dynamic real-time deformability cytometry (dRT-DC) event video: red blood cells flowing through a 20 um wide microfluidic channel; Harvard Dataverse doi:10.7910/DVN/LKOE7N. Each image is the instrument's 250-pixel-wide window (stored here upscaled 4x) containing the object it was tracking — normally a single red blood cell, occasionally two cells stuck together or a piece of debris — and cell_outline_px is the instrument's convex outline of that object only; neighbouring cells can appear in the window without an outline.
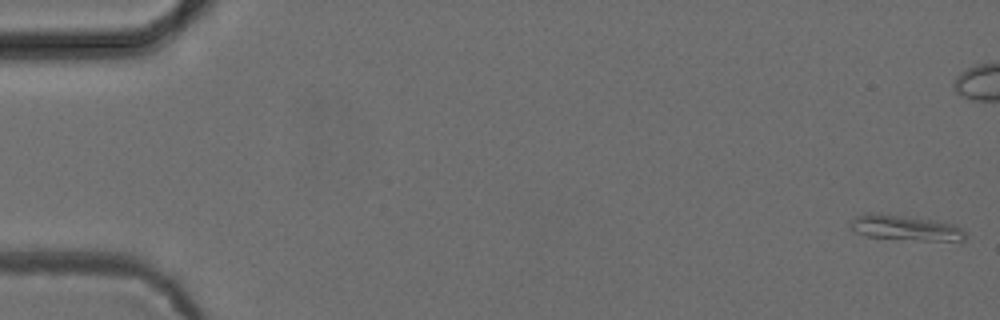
{"species": "common noctule bat (a hibernating species)", "species_latin": "Nyctalus noctula", "temperature_condition": "cold", "stored_images_in_passage": 53, "camera_frame_rate_fps": 3000, "um_per_image_px": 0.085, "animal": {"sex": "female", "body_mass_g": 24.6, "forearm_length_mm": 56.2}, "frame": {"image": 1, "passage_image": 1, "time_ms": 0.0, "image_size_px": [1000, 320], "cell_outline_px": [[968, 236], [964, 240], [924, 240], [868, 236], [856, 232], [848, 228], [848, 224], [856, 216], [864, 212], [876, 212], [932, 220], [952, 224], [968, 232]], "centroid_in_image_um": [76.91, 19.34], "position_along_channel_um": 8.1, "area_um2": 16.82}}
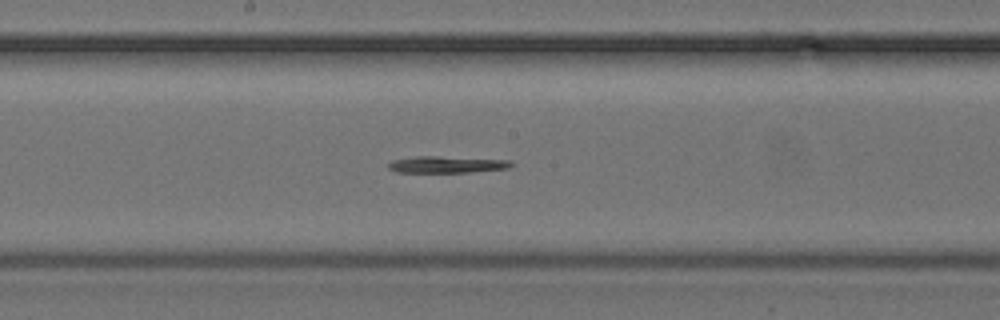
{"frame": {"image": 2, "passage_image": 28, "time_ms": 9.0, "image_size_px": [1000, 320], "cell_outline_px": [[516, 164], [508, 168], [472, 172], [396, 172], [388, 168], [388, 164], [392, 160], [416, 156], [436, 156], [512, 160]], "centroid_in_image_um": [38.02, 13.98], "position_along_channel_um": 210.2, "area_um2": 12.02}}
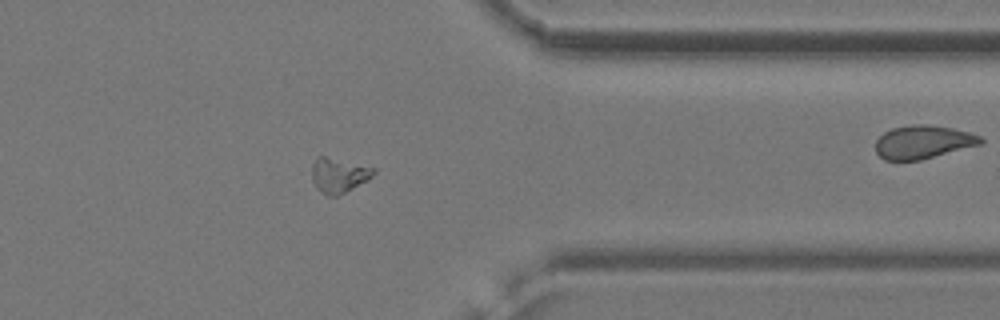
{"frame": {"image": 3, "passage_image": 42, "time_ms": 13.667, "image_size_px": [1000, 320], "cell_outline_px": [[376, 172], [368, 180], [336, 196], [328, 196], [320, 192], [316, 188], [312, 180], [312, 164], [320, 156], [324, 156], [376, 168]], "centroid_in_image_um": [28.79, 14.9], "position_along_channel_um": 382.6, "area_um2": 12.37}, "authors_computed_cell_mechanics": {"area_um2": 12.6582, "velocity_mm_per_s": 3.9024, "shape_relaxation_time_tau1_ms": 5.5139, "shape_relaxation_time_tau2_ms": null, "deformation_change_tau1": 0.0827, "deformation_change_tau2": null}}